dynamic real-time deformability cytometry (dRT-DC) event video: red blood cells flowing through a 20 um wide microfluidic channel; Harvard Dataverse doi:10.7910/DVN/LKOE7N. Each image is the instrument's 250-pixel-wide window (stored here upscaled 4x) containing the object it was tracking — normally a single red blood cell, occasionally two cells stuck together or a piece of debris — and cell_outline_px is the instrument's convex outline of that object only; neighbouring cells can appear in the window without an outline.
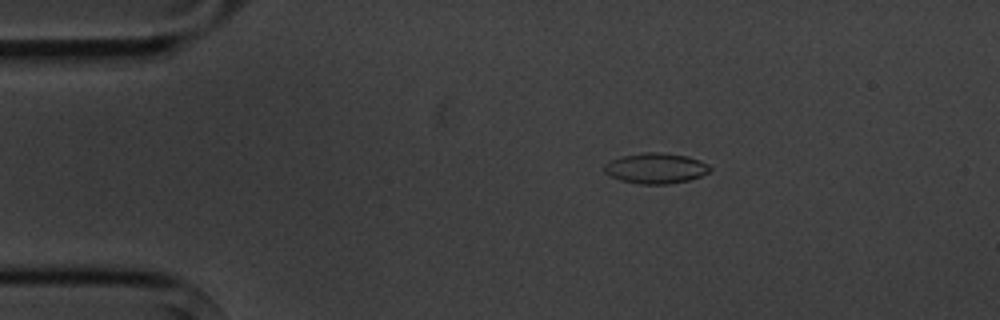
{"species": "common noctule bat (a hibernating species)", "species_latin": "Nyctalus noctula", "temperature_condition": "cold", "stored_images_in_passage": 9, "camera_frame_rate_fps": 3000, "um_per_image_px": 0.085, "animal": {"sex": "male", "body_mass_g": 20.1, "forearm_length_mm": 53.5}, "frame": {"image": 1, "passage_image": 1, "time_ms": 0.0, "image_size_px": [1000, 320], "cell_outline_px": [[712, 168], [708, 172], [700, 176], [688, 180], [668, 184], [640, 184], [620, 180], [604, 172], [604, 164], [612, 160], [624, 156], [644, 152], [660, 152], [688, 156], [700, 160], [708, 164]], "centroid_in_image_um": [55.76, 14.3], "position_along_channel_um": 29.2, "area_um2": 18.67}}
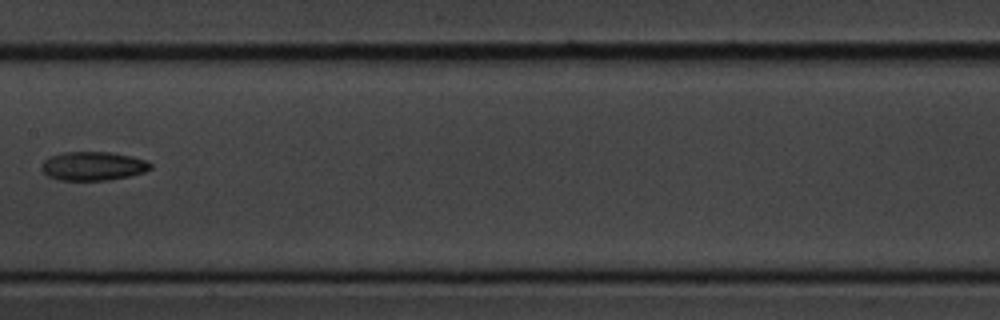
{"frame": {"image": 2, "passage_image": 6, "time_ms": 6.0, "image_size_px": [1000, 320], "cell_outline_px": [[152, 168], [144, 172], [128, 176], [108, 180], [60, 180], [48, 176], [40, 168], [40, 164], [48, 156], [64, 152], [112, 152], [132, 156], [148, 160], [152, 164]], "centroid_in_image_um": [7.91, 14.1], "position_along_channel_um": 199.5, "area_um2": 18.5}}
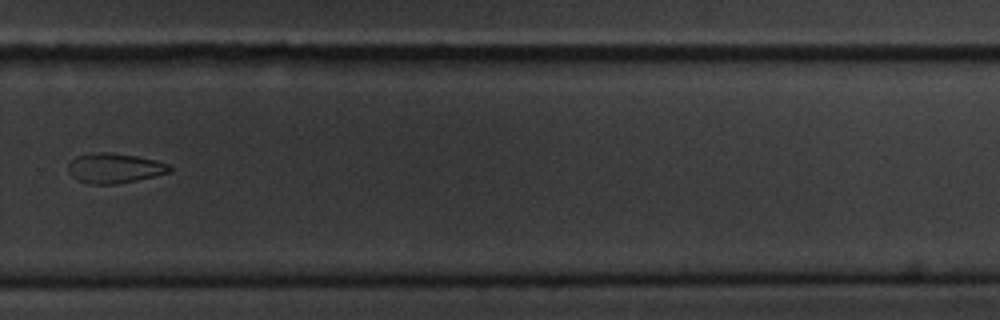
{"frame": {"image": 3, "passage_image": 9, "time_ms": 9.333, "image_size_px": [1000, 320], "cell_outline_px": [[172, 172], [136, 180], [116, 184], [92, 184], [76, 180], [68, 172], [68, 164], [76, 156], [96, 152], [108, 152], [136, 156], [156, 160], [168, 164], [172, 168]], "centroid_in_image_um": [9.73, 14.29], "position_along_channel_um": 320.1, "area_um2": 17.69}}